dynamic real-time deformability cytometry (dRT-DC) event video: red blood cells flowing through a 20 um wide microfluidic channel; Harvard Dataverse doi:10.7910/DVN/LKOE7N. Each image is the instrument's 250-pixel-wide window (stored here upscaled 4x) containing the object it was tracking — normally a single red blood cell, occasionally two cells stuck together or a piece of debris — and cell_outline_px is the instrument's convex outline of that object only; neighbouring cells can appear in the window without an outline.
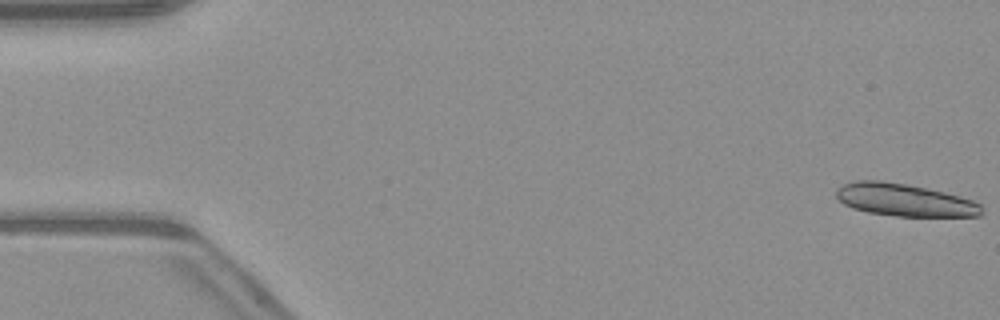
{"species": "common noctule bat (a hibernating species)", "species_latin": "Nyctalus noctula", "temperature_condition": "warm", "stored_images_in_passage": 5, "camera_frame_rate_fps": 3000, "um_per_image_px": 0.085, "animal": {"sex": "male", "body_mass_g": 23.1, "forearm_length_mm": 52.7}, "frame": {"image": 1, "passage_image": 1, "time_ms": 0.0, "image_size_px": [1000, 320], "cell_outline_px": [[984, 212], [980, 216], [896, 216], [868, 212], [852, 208], [844, 204], [836, 196], [836, 188], [844, 184], [856, 180], [880, 180], [908, 184], [944, 192], [960, 196], [972, 200], [980, 204]], "centroid_in_image_um": [76.88, 16.99], "position_along_channel_um": 8.1, "area_um2": 27.57}}